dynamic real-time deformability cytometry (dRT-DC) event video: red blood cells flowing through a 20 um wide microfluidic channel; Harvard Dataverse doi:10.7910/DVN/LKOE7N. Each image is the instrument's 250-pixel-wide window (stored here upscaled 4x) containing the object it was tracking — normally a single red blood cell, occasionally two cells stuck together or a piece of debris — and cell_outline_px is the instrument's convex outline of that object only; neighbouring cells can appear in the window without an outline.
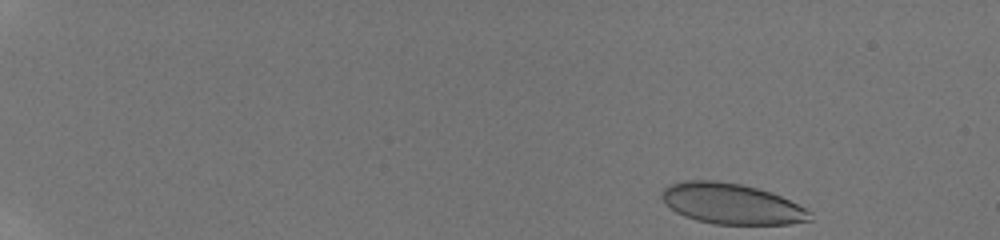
{"species": "human", "species_latin": "Homo sapiens", "temperature_condition": "room temperature", "stored_images_in_passage": 17, "camera_frame_rate_fps": 3000, "um_per_image_px": 0.085, "donor": {"sex": "male"}, "frame": {"image": 1, "passage_image": 1, "time_ms": 0.0, "image_size_px": [1000, 240], "cell_outline_px": [[812, 220], [788, 224], [716, 224], [696, 220], [684, 216], [676, 212], [664, 204], [660, 196], [660, 192], [668, 184], [684, 180], [712, 180], [740, 184], [772, 192], [812, 212]], "centroid_in_image_um": [62.12, 17.32], "position_along_channel_um": 22.9, "area_um2": 35.2}}
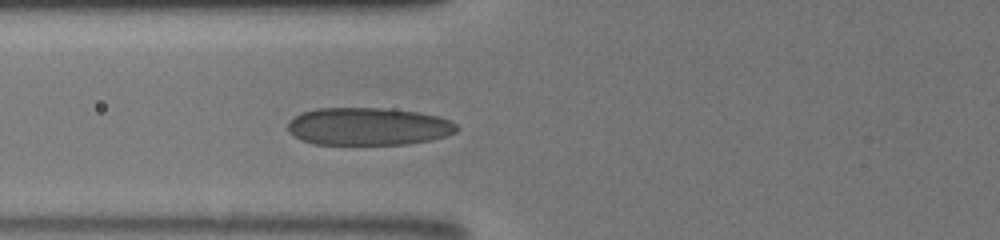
{"frame": {"image": 2, "passage_image": 14, "time_ms": 5.667, "image_size_px": [1000, 240], "cell_outline_px": [[460, 128], [456, 132], [444, 136], [428, 140], [408, 144], [316, 144], [300, 140], [288, 132], [288, 120], [300, 112], [316, 108], [384, 108], [420, 112], [436, 116], [448, 120], [456, 124]], "centroid_in_image_um": [31.25, 10.74], "position_along_channel_um": 94.5, "area_um2": 37.22}}
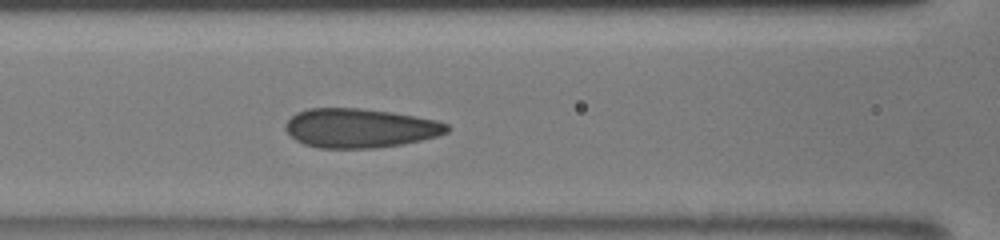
{"frame": {"image": 3, "passage_image": 17, "time_ms": 6.667, "image_size_px": [1000, 240], "cell_outline_px": [[452, 128], [448, 132], [436, 136], [420, 140], [400, 144], [376, 148], [320, 148], [304, 144], [296, 140], [284, 128], [284, 124], [296, 112], [308, 108], [360, 108], [392, 112], [436, 120], [448, 124]], "centroid_in_image_um": [30.59, 10.88], "position_along_channel_um": 136.0, "area_um2": 36.88}}